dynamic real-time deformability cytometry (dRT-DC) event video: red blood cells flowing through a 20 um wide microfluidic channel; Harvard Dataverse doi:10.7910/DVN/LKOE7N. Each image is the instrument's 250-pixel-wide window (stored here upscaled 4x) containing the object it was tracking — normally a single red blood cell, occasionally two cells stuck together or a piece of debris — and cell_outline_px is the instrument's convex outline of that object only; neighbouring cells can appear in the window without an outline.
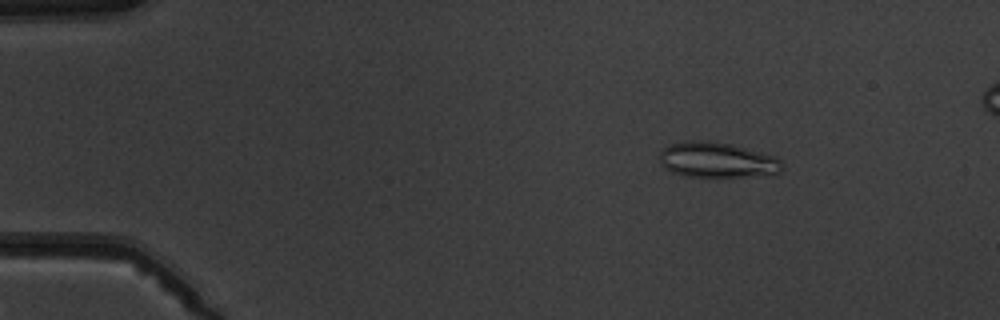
{"species": "common noctule bat (a hibernating species)", "species_latin": "Nyctalus noctula", "temperature_condition": "warm", "stored_images_in_passage": 4, "camera_frame_rate_fps": 3000, "um_per_image_px": 0.085, "animal": {"sex": "male", "body_mass_g": 19.5, "forearm_length_mm": 54.6}, "frame": {"image": 1, "passage_image": 1, "time_ms": 0.0, "image_size_px": [1000, 320], "cell_outline_px": [[784, 168], [780, 172], [744, 176], [684, 176], [672, 172], [664, 168], [660, 164], [660, 152], [668, 144], [688, 140], [708, 140], [732, 144], [776, 156], [784, 164]], "centroid_in_image_um": [60.92, 13.57], "position_along_channel_um": 24.1, "area_um2": 25.32}}